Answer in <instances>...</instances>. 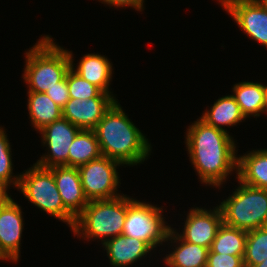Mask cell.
<instances>
[{"instance_id": "obj_31", "label": "cell", "mask_w": 267, "mask_h": 267, "mask_svg": "<svg viewBox=\"0 0 267 267\" xmlns=\"http://www.w3.org/2000/svg\"><path fill=\"white\" fill-rule=\"evenodd\" d=\"M264 95H265V100H264V111L267 112V86H264Z\"/></svg>"}, {"instance_id": "obj_2", "label": "cell", "mask_w": 267, "mask_h": 267, "mask_svg": "<svg viewBox=\"0 0 267 267\" xmlns=\"http://www.w3.org/2000/svg\"><path fill=\"white\" fill-rule=\"evenodd\" d=\"M101 154L121 164L137 165L148 157L150 144L115 101L93 129Z\"/></svg>"}, {"instance_id": "obj_20", "label": "cell", "mask_w": 267, "mask_h": 267, "mask_svg": "<svg viewBox=\"0 0 267 267\" xmlns=\"http://www.w3.org/2000/svg\"><path fill=\"white\" fill-rule=\"evenodd\" d=\"M208 125L225 130L221 126H232L245 119L233 95L218 99L201 117Z\"/></svg>"}, {"instance_id": "obj_28", "label": "cell", "mask_w": 267, "mask_h": 267, "mask_svg": "<svg viewBox=\"0 0 267 267\" xmlns=\"http://www.w3.org/2000/svg\"><path fill=\"white\" fill-rule=\"evenodd\" d=\"M45 94L48 95L49 98L60 108H63L70 99L67 86V75L62 81L56 83V86L49 89Z\"/></svg>"}, {"instance_id": "obj_30", "label": "cell", "mask_w": 267, "mask_h": 267, "mask_svg": "<svg viewBox=\"0 0 267 267\" xmlns=\"http://www.w3.org/2000/svg\"><path fill=\"white\" fill-rule=\"evenodd\" d=\"M8 184L0 180V206L7 203L11 197L7 194Z\"/></svg>"}, {"instance_id": "obj_23", "label": "cell", "mask_w": 267, "mask_h": 267, "mask_svg": "<svg viewBox=\"0 0 267 267\" xmlns=\"http://www.w3.org/2000/svg\"><path fill=\"white\" fill-rule=\"evenodd\" d=\"M247 231L230 227L222 223L209 252L244 257Z\"/></svg>"}, {"instance_id": "obj_15", "label": "cell", "mask_w": 267, "mask_h": 267, "mask_svg": "<svg viewBox=\"0 0 267 267\" xmlns=\"http://www.w3.org/2000/svg\"><path fill=\"white\" fill-rule=\"evenodd\" d=\"M102 244L114 267L129 266L153 250L146 242L124 235L108 238Z\"/></svg>"}, {"instance_id": "obj_11", "label": "cell", "mask_w": 267, "mask_h": 267, "mask_svg": "<svg viewBox=\"0 0 267 267\" xmlns=\"http://www.w3.org/2000/svg\"><path fill=\"white\" fill-rule=\"evenodd\" d=\"M222 223L219 206L215 207L213 211L193 208L190 209L185 221L183 234H178V236L184 241L210 249Z\"/></svg>"}, {"instance_id": "obj_7", "label": "cell", "mask_w": 267, "mask_h": 267, "mask_svg": "<svg viewBox=\"0 0 267 267\" xmlns=\"http://www.w3.org/2000/svg\"><path fill=\"white\" fill-rule=\"evenodd\" d=\"M162 208L133 200L127 206V215L122 235L140 239L152 249L168 241L171 227L165 225Z\"/></svg>"}, {"instance_id": "obj_8", "label": "cell", "mask_w": 267, "mask_h": 267, "mask_svg": "<svg viewBox=\"0 0 267 267\" xmlns=\"http://www.w3.org/2000/svg\"><path fill=\"white\" fill-rule=\"evenodd\" d=\"M116 160L101 155L99 158L89 161L78 167L81 184L88 201L114 199L120 194H115L119 185Z\"/></svg>"}, {"instance_id": "obj_14", "label": "cell", "mask_w": 267, "mask_h": 267, "mask_svg": "<svg viewBox=\"0 0 267 267\" xmlns=\"http://www.w3.org/2000/svg\"><path fill=\"white\" fill-rule=\"evenodd\" d=\"M49 169L54 175L64 208L76 219L89 203L83 191L78 168L56 166Z\"/></svg>"}, {"instance_id": "obj_32", "label": "cell", "mask_w": 267, "mask_h": 267, "mask_svg": "<svg viewBox=\"0 0 267 267\" xmlns=\"http://www.w3.org/2000/svg\"><path fill=\"white\" fill-rule=\"evenodd\" d=\"M252 267H267V258L261 264L254 265Z\"/></svg>"}, {"instance_id": "obj_17", "label": "cell", "mask_w": 267, "mask_h": 267, "mask_svg": "<svg viewBox=\"0 0 267 267\" xmlns=\"http://www.w3.org/2000/svg\"><path fill=\"white\" fill-rule=\"evenodd\" d=\"M237 174L242 183L267 190V149L253 150L240 156Z\"/></svg>"}, {"instance_id": "obj_5", "label": "cell", "mask_w": 267, "mask_h": 267, "mask_svg": "<svg viewBox=\"0 0 267 267\" xmlns=\"http://www.w3.org/2000/svg\"><path fill=\"white\" fill-rule=\"evenodd\" d=\"M238 181L233 195L219 205L223 224L245 231L267 226V190Z\"/></svg>"}, {"instance_id": "obj_13", "label": "cell", "mask_w": 267, "mask_h": 267, "mask_svg": "<svg viewBox=\"0 0 267 267\" xmlns=\"http://www.w3.org/2000/svg\"><path fill=\"white\" fill-rule=\"evenodd\" d=\"M22 211L11 198L0 206V255L6 260L17 261L23 229Z\"/></svg>"}, {"instance_id": "obj_1", "label": "cell", "mask_w": 267, "mask_h": 267, "mask_svg": "<svg viewBox=\"0 0 267 267\" xmlns=\"http://www.w3.org/2000/svg\"><path fill=\"white\" fill-rule=\"evenodd\" d=\"M187 130V149L201 182L220 186L227 175L237 169L238 157L232 137L227 130L208 125L201 118Z\"/></svg>"}, {"instance_id": "obj_25", "label": "cell", "mask_w": 267, "mask_h": 267, "mask_svg": "<svg viewBox=\"0 0 267 267\" xmlns=\"http://www.w3.org/2000/svg\"><path fill=\"white\" fill-rule=\"evenodd\" d=\"M67 86L70 99L88 100L94 97H113L102 92L97 86L83 79L72 68L67 73Z\"/></svg>"}, {"instance_id": "obj_22", "label": "cell", "mask_w": 267, "mask_h": 267, "mask_svg": "<svg viewBox=\"0 0 267 267\" xmlns=\"http://www.w3.org/2000/svg\"><path fill=\"white\" fill-rule=\"evenodd\" d=\"M99 142L93 130H81L70 145L68 166L79 167L101 156Z\"/></svg>"}, {"instance_id": "obj_27", "label": "cell", "mask_w": 267, "mask_h": 267, "mask_svg": "<svg viewBox=\"0 0 267 267\" xmlns=\"http://www.w3.org/2000/svg\"><path fill=\"white\" fill-rule=\"evenodd\" d=\"M206 267H244L243 257L230 254L208 252Z\"/></svg>"}, {"instance_id": "obj_10", "label": "cell", "mask_w": 267, "mask_h": 267, "mask_svg": "<svg viewBox=\"0 0 267 267\" xmlns=\"http://www.w3.org/2000/svg\"><path fill=\"white\" fill-rule=\"evenodd\" d=\"M81 131L63 117L40 130L43 143L48 145L50 154L42 156L37 165L44 168L68 166L69 148L76 135Z\"/></svg>"}, {"instance_id": "obj_12", "label": "cell", "mask_w": 267, "mask_h": 267, "mask_svg": "<svg viewBox=\"0 0 267 267\" xmlns=\"http://www.w3.org/2000/svg\"><path fill=\"white\" fill-rule=\"evenodd\" d=\"M115 101L113 97L69 99L62 108V117L81 130H93Z\"/></svg>"}, {"instance_id": "obj_3", "label": "cell", "mask_w": 267, "mask_h": 267, "mask_svg": "<svg viewBox=\"0 0 267 267\" xmlns=\"http://www.w3.org/2000/svg\"><path fill=\"white\" fill-rule=\"evenodd\" d=\"M26 59L23 79L29 84L28 91L46 93L62 81L71 68L68 51L57 46L48 35L26 52Z\"/></svg>"}, {"instance_id": "obj_9", "label": "cell", "mask_w": 267, "mask_h": 267, "mask_svg": "<svg viewBox=\"0 0 267 267\" xmlns=\"http://www.w3.org/2000/svg\"><path fill=\"white\" fill-rule=\"evenodd\" d=\"M251 39L267 47V5L263 0H219Z\"/></svg>"}, {"instance_id": "obj_6", "label": "cell", "mask_w": 267, "mask_h": 267, "mask_svg": "<svg viewBox=\"0 0 267 267\" xmlns=\"http://www.w3.org/2000/svg\"><path fill=\"white\" fill-rule=\"evenodd\" d=\"M19 176L17 188L24 197L43 211L67 222L72 230L76 219L64 208L52 171L35 163L31 169Z\"/></svg>"}, {"instance_id": "obj_19", "label": "cell", "mask_w": 267, "mask_h": 267, "mask_svg": "<svg viewBox=\"0 0 267 267\" xmlns=\"http://www.w3.org/2000/svg\"><path fill=\"white\" fill-rule=\"evenodd\" d=\"M28 109L31 122L37 130L62 118V108L45 93L28 91Z\"/></svg>"}, {"instance_id": "obj_26", "label": "cell", "mask_w": 267, "mask_h": 267, "mask_svg": "<svg viewBox=\"0 0 267 267\" xmlns=\"http://www.w3.org/2000/svg\"><path fill=\"white\" fill-rule=\"evenodd\" d=\"M5 131L0 127V180L18 187L20 176L12 177L11 148Z\"/></svg>"}, {"instance_id": "obj_18", "label": "cell", "mask_w": 267, "mask_h": 267, "mask_svg": "<svg viewBox=\"0 0 267 267\" xmlns=\"http://www.w3.org/2000/svg\"><path fill=\"white\" fill-rule=\"evenodd\" d=\"M167 239L181 241L180 245L164 258L169 267H206L208 248L182 240L173 229Z\"/></svg>"}, {"instance_id": "obj_4", "label": "cell", "mask_w": 267, "mask_h": 267, "mask_svg": "<svg viewBox=\"0 0 267 267\" xmlns=\"http://www.w3.org/2000/svg\"><path fill=\"white\" fill-rule=\"evenodd\" d=\"M134 199L121 195L114 199L92 200L76 218L72 229L74 234H82L84 238H114L122 235L127 206ZM81 231V232H80Z\"/></svg>"}, {"instance_id": "obj_21", "label": "cell", "mask_w": 267, "mask_h": 267, "mask_svg": "<svg viewBox=\"0 0 267 267\" xmlns=\"http://www.w3.org/2000/svg\"><path fill=\"white\" fill-rule=\"evenodd\" d=\"M234 97L244 117L260 116L264 112V85L253 82L237 83L233 87Z\"/></svg>"}, {"instance_id": "obj_24", "label": "cell", "mask_w": 267, "mask_h": 267, "mask_svg": "<svg viewBox=\"0 0 267 267\" xmlns=\"http://www.w3.org/2000/svg\"><path fill=\"white\" fill-rule=\"evenodd\" d=\"M267 258V226L247 231L244 267L261 264Z\"/></svg>"}, {"instance_id": "obj_16", "label": "cell", "mask_w": 267, "mask_h": 267, "mask_svg": "<svg viewBox=\"0 0 267 267\" xmlns=\"http://www.w3.org/2000/svg\"><path fill=\"white\" fill-rule=\"evenodd\" d=\"M68 55L71 60V68L75 73L97 86L102 92L111 93L108 90L112 79V65L106 57L98 54L84 55L77 69L74 70L72 53L68 52Z\"/></svg>"}, {"instance_id": "obj_29", "label": "cell", "mask_w": 267, "mask_h": 267, "mask_svg": "<svg viewBox=\"0 0 267 267\" xmlns=\"http://www.w3.org/2000/svg\"><path fill=\"white\" fill-rule=\"evenodd\" d=\"M108 5H114L116 7L130 6L135 8L137 11L143 9L144 0H100Z\"/></svg>"}]
</instances>
